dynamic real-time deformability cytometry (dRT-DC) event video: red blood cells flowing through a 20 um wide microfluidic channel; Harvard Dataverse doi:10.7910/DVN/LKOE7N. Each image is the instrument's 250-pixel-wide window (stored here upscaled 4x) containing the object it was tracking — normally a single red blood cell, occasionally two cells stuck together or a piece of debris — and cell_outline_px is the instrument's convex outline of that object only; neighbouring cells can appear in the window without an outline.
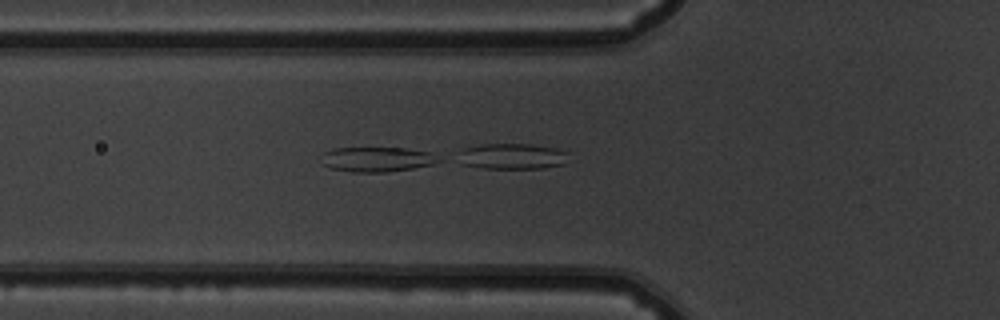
{"species": "common noctule bat (a hibernating species)", "species_latin": "Nyctalus noctula", "temperature_condition": "warm", "stored_images_in_passage": 47, "camera_frame_rate_fps": 3000, "um_per_image_px": 0.085, "animal": {"sex": "male", "body_mass_g": 19.5, "forearm_length_mm": 54.6}, "frame": {"image": 1, "passage_image": 13, "time_ms": 4.0, "image_size_px": [1000, 320], "cell_outline_px": [[444, 160], [432, 164], [412, 168], [388, 172], [352, 172], [332, 168], [324, 164], [324, 152], [332, 148], [404, 148], [428, 152]], "centroid_in_image_um": [32.08, 13.54], "position_along_channel_um": 93.7, "area_um2": 16.7}}
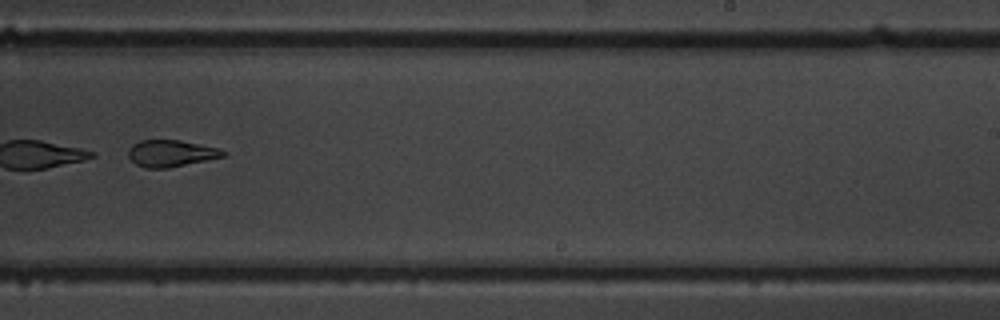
{"frame": {"image": 2, "passage_image": 28, "time_ms": 9.0, "image_size_px": [1000, 320], "cell_outline_px": [[228, 152], [224, 156], [168, 168], [144, 168], [136, 164], [128, 156], [128, 148], [132, 144], [140, 140], [180, 140], [216, 148]], "centroid_in_image_um": [14.48, 13.03], "position_along_channel_um": 274.5, "area_um2": 14.62}}